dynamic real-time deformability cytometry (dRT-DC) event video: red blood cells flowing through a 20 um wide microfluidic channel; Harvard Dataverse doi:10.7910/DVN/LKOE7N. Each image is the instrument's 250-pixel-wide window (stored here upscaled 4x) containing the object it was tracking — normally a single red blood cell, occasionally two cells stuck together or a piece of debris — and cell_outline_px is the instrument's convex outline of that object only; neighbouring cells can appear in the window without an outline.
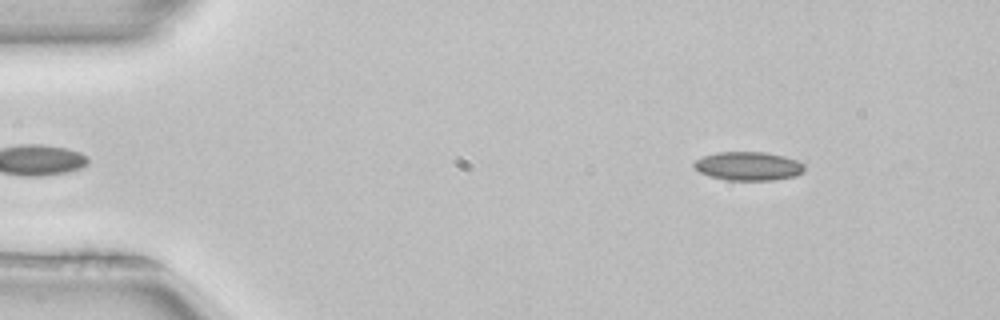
{"species": "common noctule bat (a hibernating species)", "species_latin": "Nyctalus noctula", "temperature_condition": "room temperature", "stored_images_in_passage": 15, "camera_frame_rate_fps": 3000, "um_per_image_px": 0.085, "animal": {"sex": "female", "body_mass_g": 22.7, "forearm_length_mm": 54.2}, "frame": {"image": 1, "passage_image": 2, "time_ms": 0.333, "image_size_px": [1000, 320], "cell_outline_px": [[804, 168], [796, 176], [772, 180], [728, 180], [708, 176], [700, 172], [692, 164], [696, 160], [704, 156], [716, 152], [764, 152], [784, 156], [796, 160], [804, 164]], "centroid_in_image_um": [63.59, 14.12], "position_along_channel_um": 21.4, "area_um2": 18.32}}
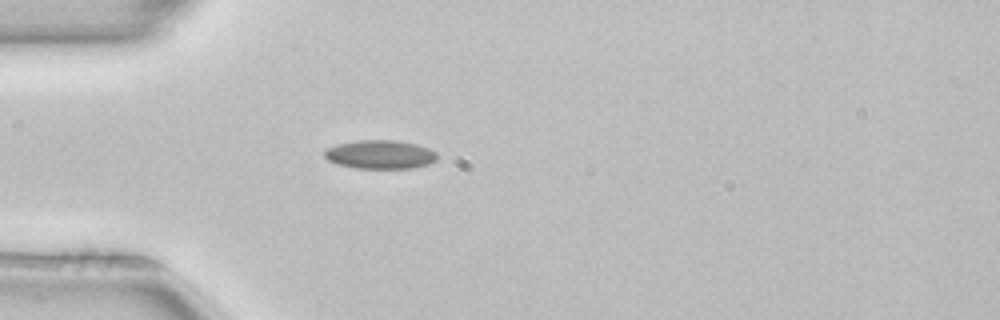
{"frame": {"image": 2, "passage_image": 10, "time_ms": 3.0, "image_size_px": [1000, 320], "cell_outline_px": [[436, 160], [428, 164], [412, 168], [356, 168], [336, 164], [328, 160], [324, 156], [324, 152], [328, 148], [336, 144], [360, 140], [396, 140], [416, 144], [428, 148], [436, 152]], "centroid_in_image_um": [32.3, 13.13], "position_along_channel_um": 52.7, "area_um2": 18.79}}